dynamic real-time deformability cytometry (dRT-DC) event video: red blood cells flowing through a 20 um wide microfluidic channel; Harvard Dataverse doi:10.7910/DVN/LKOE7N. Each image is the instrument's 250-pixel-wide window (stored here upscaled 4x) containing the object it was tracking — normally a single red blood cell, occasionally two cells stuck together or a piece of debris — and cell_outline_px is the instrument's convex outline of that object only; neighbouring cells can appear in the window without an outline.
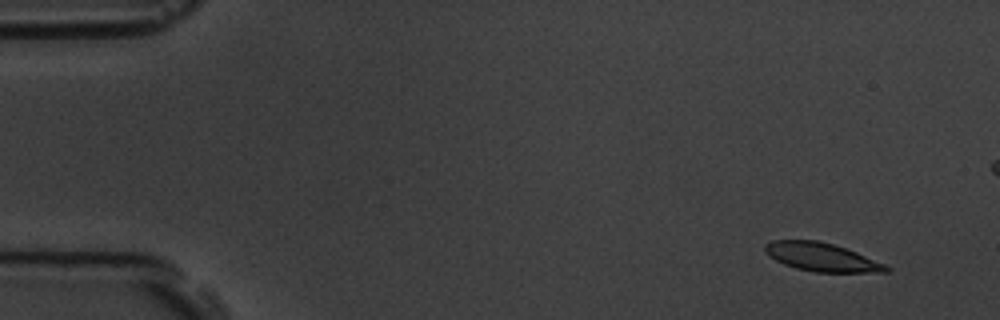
{"species": "common noctule bat (a hibernating species)", "species_latin": "Nyctalus noctula", "temperature_condition": "room temperature", "stored_images_in_passage": 10, "camera_frame_rate_fps": 3000, "um_per_image_px": 0.085, "animal": {"sex": "male", "body_mass_g": 19.5, "forearm_length_mm": 54.6}, "frame": {"image": 1, "passage_image": 1, "time_ms": 0.0, "image_size_px": [1000, 320], "cell_outline_px": [[892, 268], [888, 272], [816, 272], [796, 268], [784, 264], [768, 256], [764, 252], [764, 244], [772, 240], [816, 240], [832, 244], [856, 252], [884, 264]], "centroid_in_image_um": [69.8, 21.85], "position_along_channel_um": 15.2, "area_um2": 19.94}}
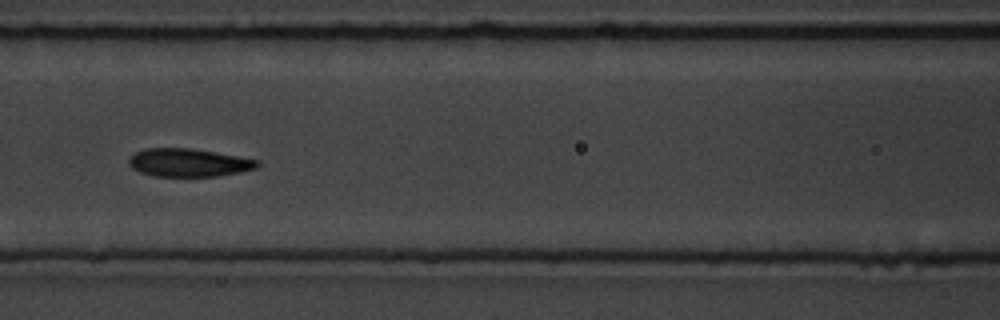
{"frame": {"image": 2, "passage_image": 7, "time_ms": 7.0, "image_size_px": [1000, 320], "cell_outline_px": [[260, 164], [256, 168], [240, 172], [220, 176], [152, 176], [140, 172], [132, 168], [128, 164], [128, 160], [136, 152], [144, 148], [192, 148], [260, 160]], "centroid_in_image_um": [16.04, 13.82], "position_along_channel_um": 150.6, "area_um2": 21.1}}
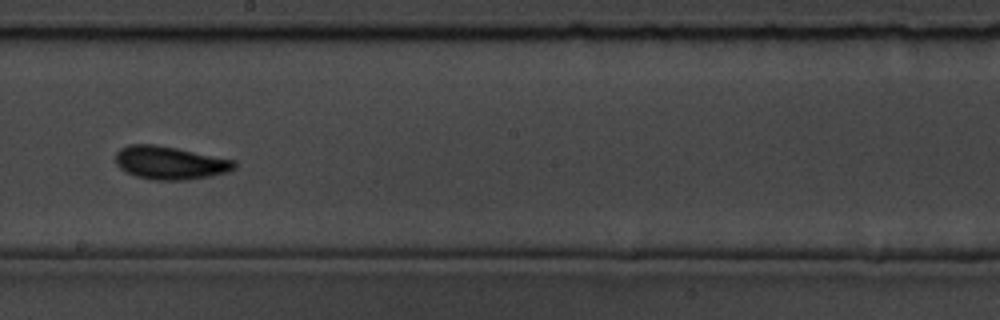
{"frame": {"image": 3, "passage_image": 9, "time_ms": 9.333, "image_size_px": [1000, 320], "cell_outline_px": [[236, 168], [228, 172], [212, 176], [184, 180], [152, 180], [136, 176], [124, 172], [116, 164], [116, 152], [120, 148], [128, 144], [156, 144], [236, 160]], "centroid_in_image_um": [14.44, 13.84], "position_along_channel_um": 233.8, "area_um2": 23.18}}